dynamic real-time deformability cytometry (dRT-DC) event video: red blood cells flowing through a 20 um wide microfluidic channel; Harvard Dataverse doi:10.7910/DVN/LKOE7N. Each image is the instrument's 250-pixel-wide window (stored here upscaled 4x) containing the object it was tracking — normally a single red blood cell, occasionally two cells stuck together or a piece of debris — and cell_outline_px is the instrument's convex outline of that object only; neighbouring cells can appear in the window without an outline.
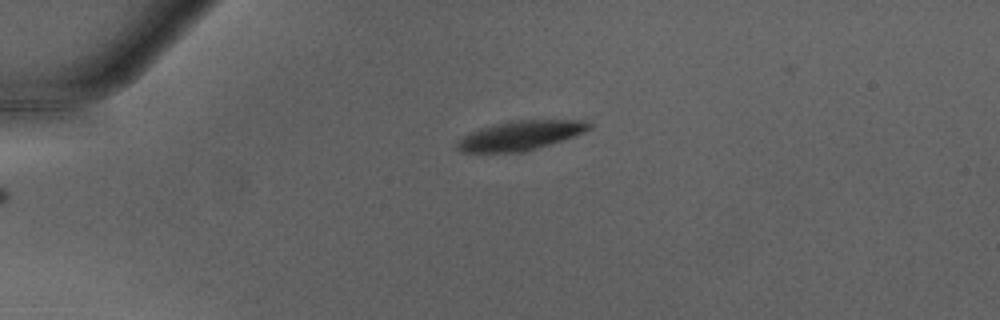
{"species": "Egyptian fruit bat (a non-hibernating species)", "species_latin": "Rousettus aegyptiacus", "temperature_condition": "warm", "stored_images_in_passage": 38, "camera_frame_rate_fps": 3000, "um_per_image_px": 0.085, "animal": {"sex": "male"}, "frame": {"image": 1, "passage_image": 1, "time_ms": 0.0, "image_size_px": [1000, 320], "cell_outline_px": [[592, 124], [584, 132], [524, 152], [464, 152], [456, 148], [456, 144], [464, 136], [480, 128], [508, 120], [580, 120]], "centroid_in_image_um": [44.19, 11.51], "position_along_channel_um": 40.8, "area_um2": 22.08}}
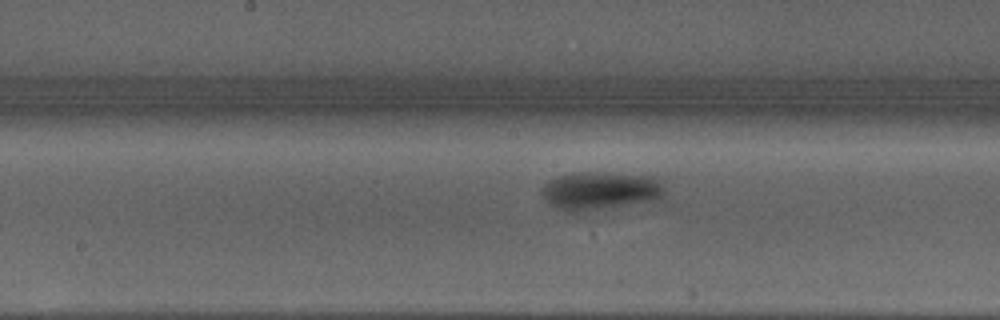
{"frame": {"image": 2, "passage_image": 15, "time_ms": 4.667, "image_size_px": [1000, 320], "cell_outline_px": [[664, 196], [644, 200], [576, 212], [568, 212], [552, 204], [540, 192], [544, 184], [548, 180], [572, 172], [608, 172], [656, 176], [664, 188]], "centroid_in_image_um": [50.98, 16.15], "position_along_channel_um": 197.2, "area_um2": 26.47}}
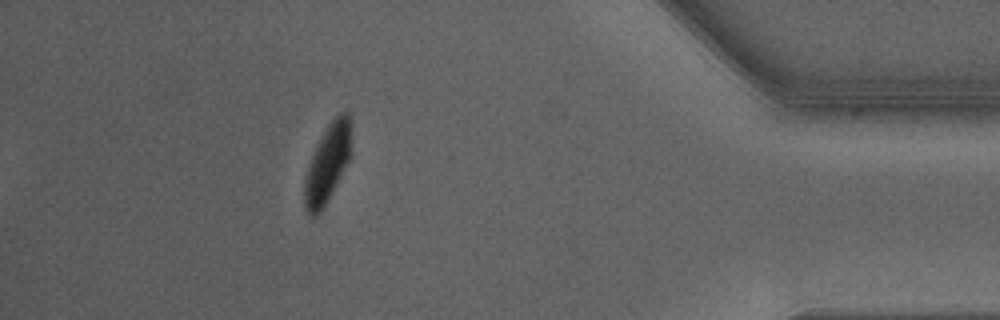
{"frame": {"image": 3, "passage_image": 33, "time_ms": 10.667, "image_size_px": [1000, 320], "cell_outline_px": [[352, 124], [348, 160], [336, 184], [320, 212], [316, 216], [308, 216], [304, 208], [304, 180], [308, 164], [316, 144], [328, 124], [340, 112], [348, 112], [352, 120]], "centroid_in_image_um": [27.81, 13.87], "position_along_channel_um": 407.4, "area_um2": 21.15}, "authors_computed_cell_mechanics": {"area_um2": 24.4494, "velocity_mm_per_s": 4.2433, "shape_relaxation_time_tau1_ms": 2.2247, "shape_relaxation_time_tau2_ms": null, "deformation_change_tau1": 0.1669, "deformation_change_tau2": null}}